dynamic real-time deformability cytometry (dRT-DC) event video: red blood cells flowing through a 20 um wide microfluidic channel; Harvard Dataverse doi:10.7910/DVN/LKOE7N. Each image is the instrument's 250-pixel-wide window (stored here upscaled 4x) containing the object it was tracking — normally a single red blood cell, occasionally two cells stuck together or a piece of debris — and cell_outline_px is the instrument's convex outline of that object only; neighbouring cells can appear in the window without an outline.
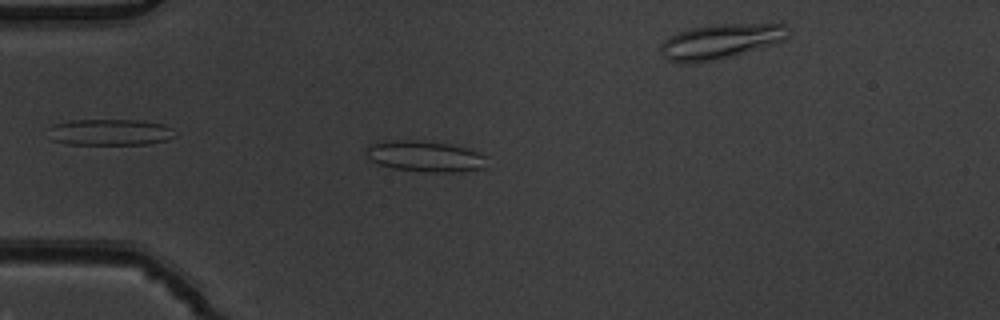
{"species": "common noctule bat (a hibernating species)", "species_latin": "Nyctalus noctula", "temperature_condition": "warm", "stored_images_in_passage": 5, "camera_frame_rate_fps": 3000, "um_per_image_px": 0.085, "animal": {"sex": "male", "body_mass_g": 19.5, "forearm_length_mm": 54.6}, "frame": {"image": 1, "passage_image": 4, "time_ms": 1.0, "image_size_px": [1000, 320], "cell_outline_px": [[488, 168], [460, 172], [424, 172], [392, 168], [380, 164], [372, 160], [368, 156], [368, 144], [384, 140], [424, 140], [448, 144], [464, 148], [476, 152], [484, 156]], "centroid_in_image_um": [36.14, 13.29], "position_along_channel_um": 48.9, "area_um2": 21.79}}